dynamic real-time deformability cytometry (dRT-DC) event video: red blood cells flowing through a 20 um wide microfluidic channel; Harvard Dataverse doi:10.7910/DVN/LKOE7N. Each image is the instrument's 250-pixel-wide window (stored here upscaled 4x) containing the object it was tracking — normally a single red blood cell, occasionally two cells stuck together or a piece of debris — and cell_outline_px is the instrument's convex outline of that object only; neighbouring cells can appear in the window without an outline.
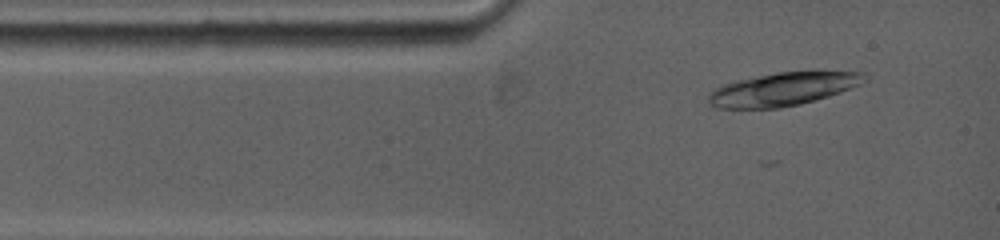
{"species": "common noctule bat (a hibernating species)", "species_latin": "Nyctalus noctula", "temperature_condition": "warm", "stored_images_in_passage": 4, "camera_frame_rate_fps": 5000, "um_per_image_px": 0.085, "animal": {"sex": "female", "body_mass_g": 19.0, "forearm_length_mm": 53.3}, "frame": {"image": 1, "passage_image": 3, "time_ms": 0.8, "image_size_px": [1000, 240], "cell_outline_px": [[864, 72], [860, 84], [840, 92], [828, 96], [800, 104], [780, 108], [716, 108], [708, 100], [708, 96], [716, 88], [724, 84], [736, 80], [776, 72], [816, 68]], "centroid_in_image_um": [66.61, 7.52], "position_along_channel_um": 18.4, "area_um2": 30.75}}